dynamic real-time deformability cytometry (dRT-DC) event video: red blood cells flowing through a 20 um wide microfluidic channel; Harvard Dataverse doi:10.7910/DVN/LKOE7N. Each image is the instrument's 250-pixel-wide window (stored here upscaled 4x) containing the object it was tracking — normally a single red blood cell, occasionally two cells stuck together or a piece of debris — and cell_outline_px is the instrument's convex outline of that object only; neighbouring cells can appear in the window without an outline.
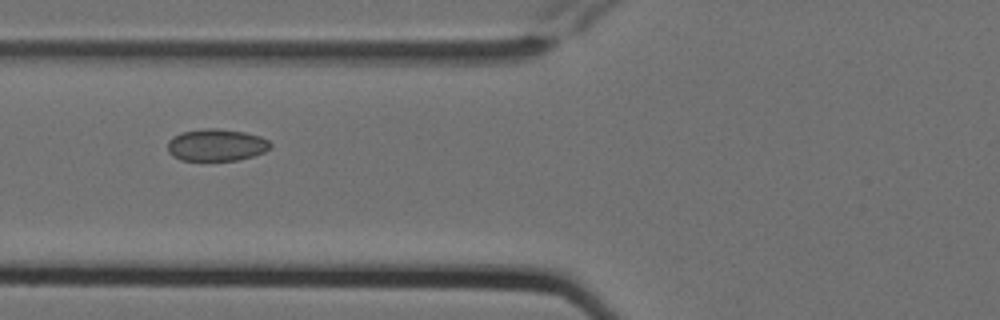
{"species": "Egyptian fruit bat (a non-hibernating species)", "species_latin": "Rousettus aegyptiacus", "temperature_condition": "cold", "stored_images_in_passage": 6, "camera_frame_rate_fps": 3000, "um_per_image_px": 0.085, "animal": {"sex": "female"}, "frame": {"image": 1, "passage_image": 5, "time_ms": 1.333, "image_size_px": [1000, 320], "cell_outline_px": [[272, 148], [264, 152], [252, 156], [236, 160], [180, 160], [172, 156], [168, 152], [168, 140], [172, 136], [180, 132], [204, 128], [216, 128], [244, 132], [260, 136], [268, 140], [272, 144]], "centroid_in_image_um": [18.38, 12.32], "position_along_channel_um": 107.4, "area_um2": 19.36}}
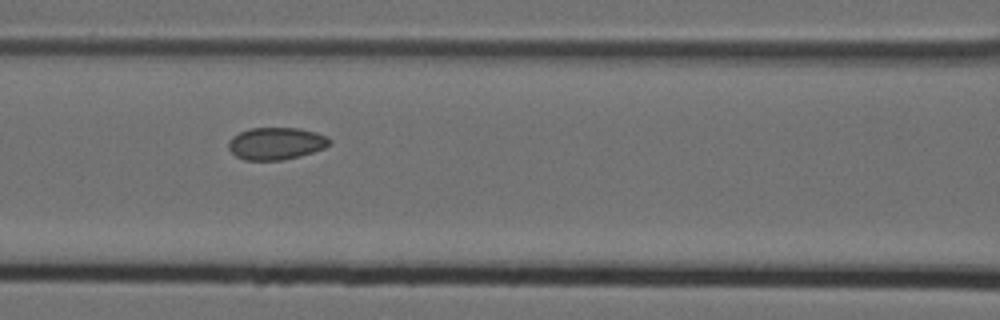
{"frame": {"image": 2, "passage_image": 6, "time_ms": 1.667, "image_size_px": [1000, 320], "cell_outline_px": [[332, 144], [324, 148], [300, 156], [284, 160], [244, 160], [236, 156], [228, 148], [228, 140], [232, 136], [240, 132], [252, 128], [300, 128], [316, 132], [328, 136], [332, 140]], "centroid_in_image_um": [23.49, 12.19], "position_along_channel_um": 143.1, "area_um2": 19.19}}